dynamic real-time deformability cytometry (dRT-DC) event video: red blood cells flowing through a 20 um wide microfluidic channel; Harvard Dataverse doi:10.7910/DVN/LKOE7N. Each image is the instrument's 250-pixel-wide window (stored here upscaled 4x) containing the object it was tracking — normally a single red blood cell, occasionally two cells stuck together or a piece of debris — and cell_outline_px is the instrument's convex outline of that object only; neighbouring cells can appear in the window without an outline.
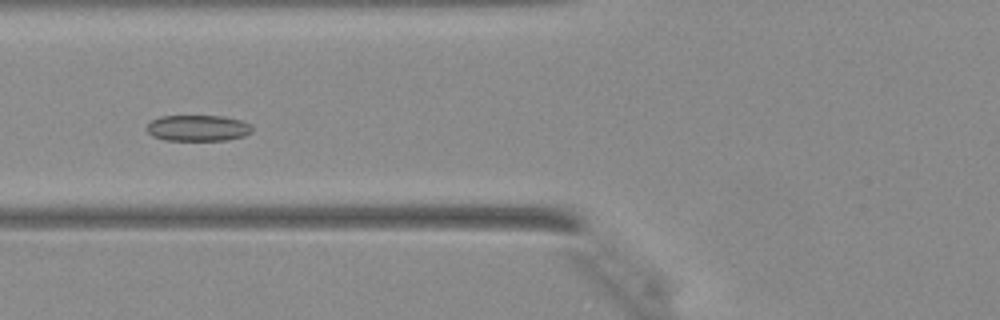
{"species": "Egyptian fruit bat (a non-hibernating species)", "species_latin": "Rousettus aegyptiacus", "temperature_condition": "warm", "stored_images_in_passage": 37, "camera_frame_rate_fps": 3000, "um_per_image_px": 0.085, "animal": {"sex": "female"}, "frame": {"image": 1, "passage_image": 11, "time_ms": 3.333, "image_size_px": [1000, 320], "cell_outline_px": [[252, 132], [244, 136], [224, 140], [164, 140], [152, 136], [148, 132], [148, 124], [152, 120], [160, 116], [224, 116], [240, 120], [248, 124], [252, 128]], "centroid_in_image_um": [16.81, 10.88], "position_along_channel_um": 109.0, "area_um2": 15.9}}
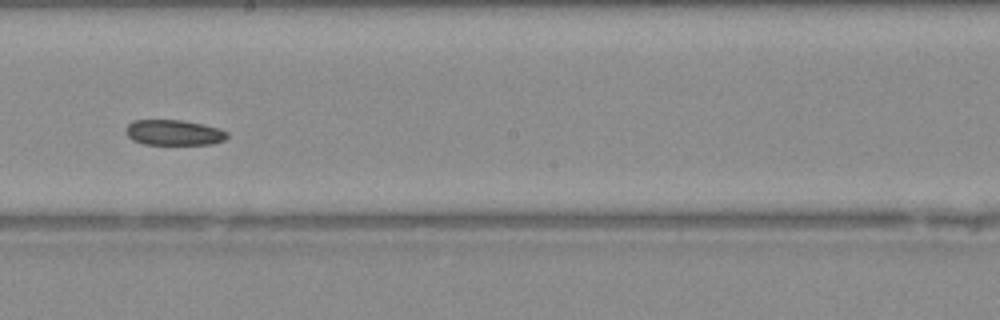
{"frame": {"image": 2, "passage_image": 19, "time_ms": 6.0, "image_size_px": [1000, 320], "cell_outline_px": [[228, 136], [224, 140], [212, 144], [144, 144], [132, 140], [124, 132], [124, 128], [132, 120], [184, 120], [204, 124], [220, 128], [228, 132]], "centroid_in_image_um": [14.76, 11.26], "position_along_channel_um": 233.4, "area_um2": 15.26}}
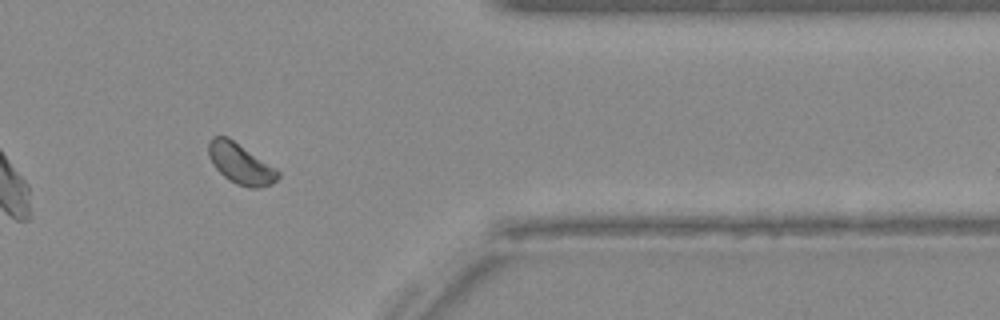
{"frame": {"image": 3, "passage_image": 30, "time_ms": 9.667, "image_size_px": [1000, 320], "cell_outline_px": [[280, 176], [272, 184], [256, 188], [248, 188], [236, 184], [228, 180], [212, 164], [208, 156], [208, 144], [212, 136], [228, 136], [276, 168], [280, 172]], "centroid_in_image_um": [20.44, 13.91], "position_along_channel_um": 391.0, "area_um2": 16.53}}